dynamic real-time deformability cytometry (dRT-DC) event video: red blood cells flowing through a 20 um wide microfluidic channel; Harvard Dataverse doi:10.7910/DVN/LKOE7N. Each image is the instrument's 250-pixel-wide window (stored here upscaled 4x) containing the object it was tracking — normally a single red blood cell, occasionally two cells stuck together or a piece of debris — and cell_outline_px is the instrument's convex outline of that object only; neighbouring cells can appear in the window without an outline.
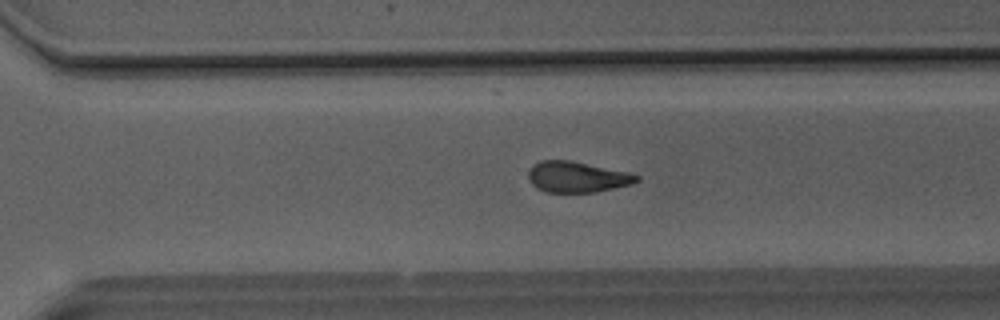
{"species": "Egyptian fruit bat (a non-hibernating species)", "species_latin": "Rousettus aegyptiacus", "temperature_condition": "room temperature", "stored_images_in_passage": 39, "camera_frame_rate_fps": 3000, "um_per_image_px": 0.085, "animal": {"sex": "male"}, "frame": {"image": 1, "passage_image": 23, "time_ms": 7.333, "image_size_px": [1000, 320], "cell_outline_px": [[640, 180], [632, 184], [596, 192], [544, 192], [536, 188], [532, 184], [528, 176], [528, 172], [532, 164], [540, 160], [568, 160], [628, 172], [640, 176]], "centroid_in_image_um": [49.03, 15.04], "position_along_channel_um": 321.6, "area_um2": 19.48}, "authors_computed_cell_mechanics": {"area_um2": 20.1144, "velocity_mm_per_s": 4.1231, "shape_relaxation_time_tau1_ms": 7.1749, "shape_relaxation_time_tau2_ms": 2.321, "deformation_change_tau1": 0.1748, "deformation_change_tau2": 0.0942}}